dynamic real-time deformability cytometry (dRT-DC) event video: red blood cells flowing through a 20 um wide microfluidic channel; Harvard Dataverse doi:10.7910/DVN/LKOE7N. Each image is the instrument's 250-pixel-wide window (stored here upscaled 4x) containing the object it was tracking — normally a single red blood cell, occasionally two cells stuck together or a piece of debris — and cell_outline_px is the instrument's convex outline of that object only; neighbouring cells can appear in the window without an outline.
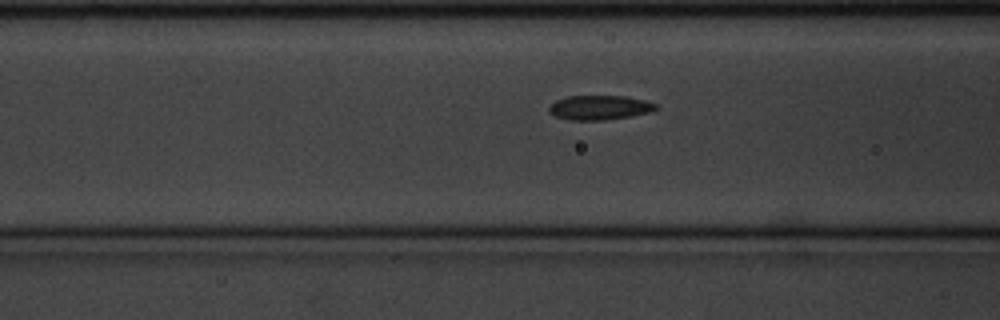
{"species": "common noctule bat (a hibernating species)", "species_latin": "Nyctalus noctula", "temperature_condition": "cold", "stored_images_in_passage": 26, "camera_frame_rate_fps": 3000, "um_per_image_px": 0.085, "animal": {"sex": "male", "body_mass_g": 20.1, "forearm_length_mm": 53.5}, "frame": {"image": 1, "passage_image": 3, "time_ms": 0.667, "image_size_px": [1000, 320], "cell_outline_px": [[656, 108], [652, 112], [632, 116], [604, 120], [568, 120], [556, 116], [548, 108], [556, 100], [568, 96], [624, 96], [644, 100], [656, 104]], "centroid_in_image_um": [50.98, 9.14], "position_along_channel_um": 115.6, "area_um2": 15.09}}
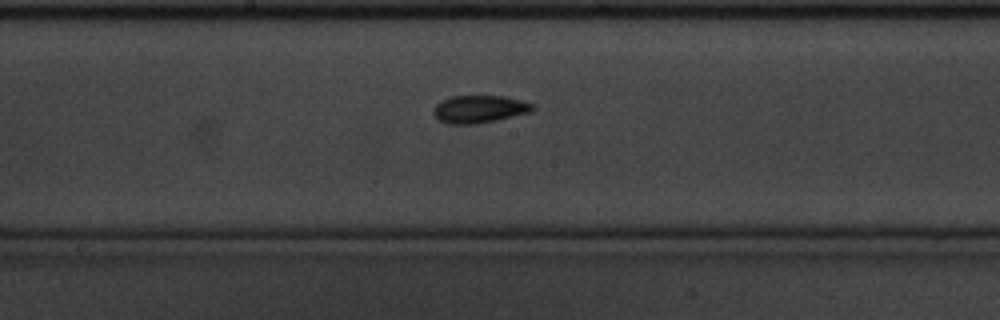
{"frame": {"image": 2, "passage_image": 11, "time_ms": 3.333, "image_size_px": [1000, 320], "cell_outline_px": [[536, 108], [532, 112], [496, 120], [476, 124], [448, 124], [440, 120], [432, 112], [436, 104], [440, 100], [452, 96], [504, 96], [520, 100], [532, 104]], "centroid_in_image_um": [40.74, 9.27], "position_along_channel_um": 207.5, "area_um2": 15.95}}
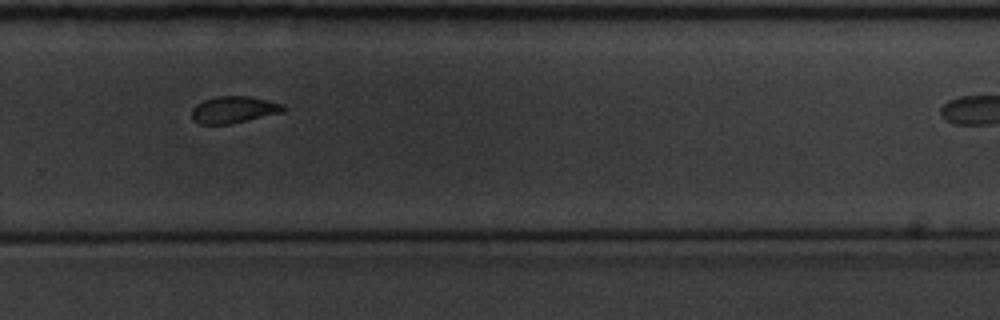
{"frame": {"image": 3, "passage_image": 20, "time_ms": 6.333, "image_size_px": [1000, 320], "cell_outline_px": [[288, 108], [284, 112], [232, 124], [200, 124], [192, 120], [192, 108], [196, 104], [204, 100], [216, 96], [248, 96], [268, 100], [284, 104]], "centroid_in_image_um": [19.9, 9.32], "position_along_channel_um": 309.9, "area_um2": 14.57}}